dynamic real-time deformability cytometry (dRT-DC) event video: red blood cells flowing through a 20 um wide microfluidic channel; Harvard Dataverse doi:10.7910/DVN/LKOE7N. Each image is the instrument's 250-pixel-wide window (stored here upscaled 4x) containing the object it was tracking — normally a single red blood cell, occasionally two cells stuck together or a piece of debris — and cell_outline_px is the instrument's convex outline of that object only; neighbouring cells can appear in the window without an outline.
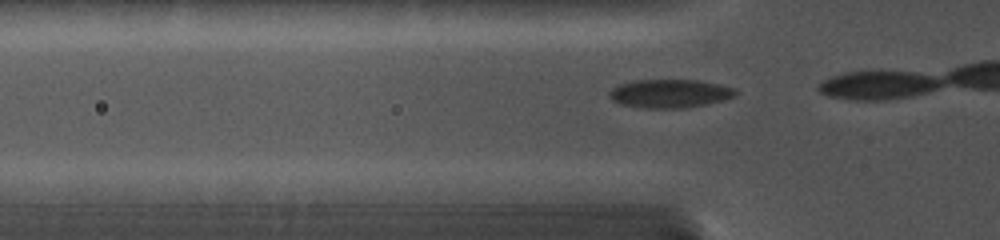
{"species": "common noctule bat (a hibernating species)", "species_latin": "Nyctalus noctula", "temperature_condition": "cold", "stored_images_in_passage": 5, "camera_frame_rate_fps": 5000, "um_per_image_px": 0.085, "animal": {"sex": "female", "body_mass_g": 19.0, "forearm_length_mm": 56.7}, "frame": {"image": 1, "passage_image": 2, "time_ms": 0.2, "image_size_px": [1000, 240], "cell_outline_px": [[740, 92], [736, 96], [724, 100], [684, 108], [644, 108], [620, 104], [612, 100], [608, 96], [608, 92], [612, 88], [620, 84], [632, 80], [700, 80], [720, 84], [736, 88]], "centroid_in_image_um": [56.96, 7.94], "position_along_channel_um": 68.8, "area_um2": 21.21}}